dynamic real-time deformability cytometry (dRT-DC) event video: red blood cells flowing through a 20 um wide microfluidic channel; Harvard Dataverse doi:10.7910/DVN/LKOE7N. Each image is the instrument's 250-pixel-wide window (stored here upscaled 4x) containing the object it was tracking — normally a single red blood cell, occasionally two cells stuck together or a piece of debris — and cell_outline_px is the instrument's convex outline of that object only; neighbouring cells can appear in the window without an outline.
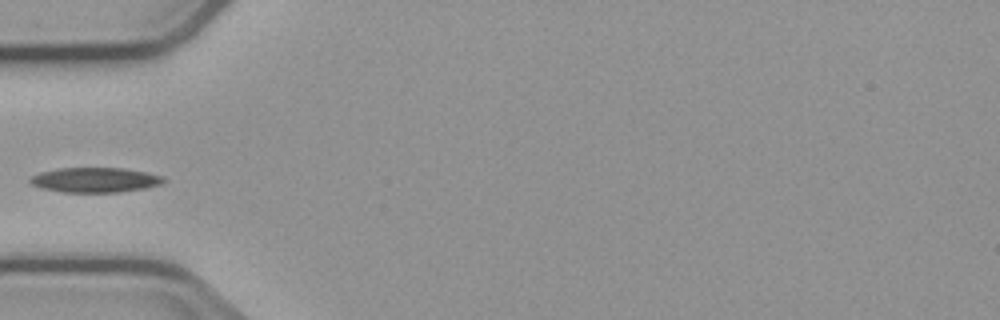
{"species": "common noctule bat (a hibernating species)", "species_latin": "Nyctalus noctula", "temperature_condition": "cold", "stored_images_in_passage": 3, "camera_frame_rate_fps": 3000, "um_per_image_px": 0.085, "animal": {"sex": "male", "body_mass_g": 23.1, "forearm_length_mm": 52.7}, "frame": {"image": 1, "passage_image": 3, "time_ms": 3.333, "image_size_px": [1000, 320], "cell_outline_px": [[168, 180], [160, 184], [144, 188], [120, 192], [60, 192], [40, 188], [32, 184], [28, 180], [32, 176], [40, 172], [56, 168], [124, 168], [148, 172], [164, 176]], "centroid_in_image_um": [8.09, 15.29], "position_along_channel_um": 76.9, "area_um2": 19.54}}